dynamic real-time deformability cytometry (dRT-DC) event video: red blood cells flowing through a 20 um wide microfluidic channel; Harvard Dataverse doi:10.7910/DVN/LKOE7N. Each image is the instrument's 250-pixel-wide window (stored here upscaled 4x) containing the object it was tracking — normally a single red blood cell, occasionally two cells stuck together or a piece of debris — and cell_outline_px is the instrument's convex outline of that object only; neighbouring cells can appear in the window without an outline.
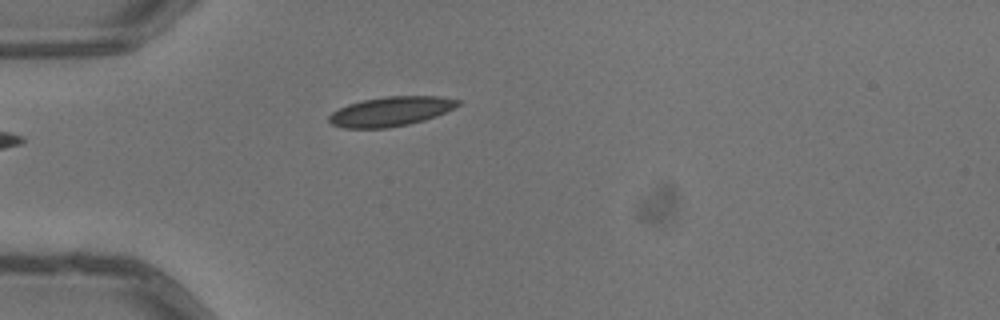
{"species": "common noctule bat (a hibernating species)", "species_latin": "Nyctalus noctula", "temperature_condition": "warm", "stored_images_in_passage": 4, "camera_frame_rate_fps": 3000, "um_per_image_px": 0.085, "animal": {"sex": "male", "body_mass_g": 13.3}, "frame": {"image": 1, "passage_image": 4, "time_ms": 1.0, "image_size_px": [1000, 320], "cell_outline_px": [[460, 104], [436, 116], [424, 120], [408, 124], [388, 128], [344, 128], [332, 124], [328, 120], [328, 116], [332, 112], [348, 104], [364, 100], [384, 96], [440, 96], [460, 100]], "centroid_in_image_um": [33.2, 9.47], "position_along_channel_um": 51.8, "area_um2": 22.02}}